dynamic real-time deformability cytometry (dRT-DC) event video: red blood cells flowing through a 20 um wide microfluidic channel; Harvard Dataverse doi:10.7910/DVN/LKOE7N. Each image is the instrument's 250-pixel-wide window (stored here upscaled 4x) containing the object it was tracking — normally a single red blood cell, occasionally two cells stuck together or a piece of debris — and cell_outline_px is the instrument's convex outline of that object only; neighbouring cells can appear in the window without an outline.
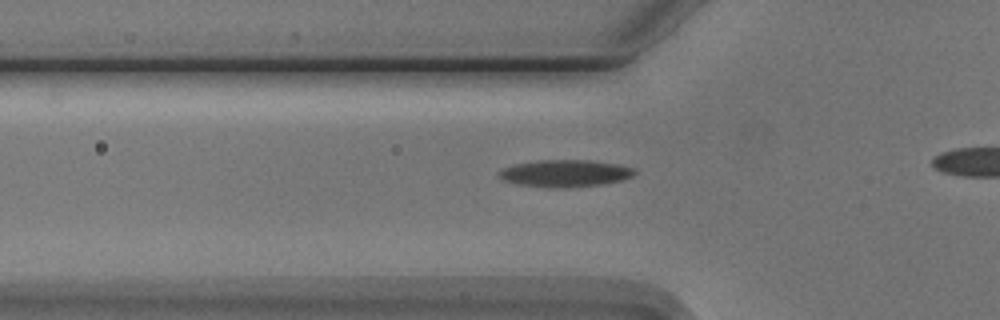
{"species": "Egyptian fruit bat (a non-hibernating species)", "species_latin": "Rousettus aegyptiacus", "temperature_condition": "cold", "stored_images_in_passage": 30, "camera_frame_rate_fps": 3000, "um_per_image_px": 0.085, "animal": {"sex": "male"}, "frame": {"image": 1, "passage_image": 11, "time_ms": 3.333, "image_size_px": [1000, 320], "cell_outline_px": [[636, 172], [632, 176], [620, 180], [600, 184], [568, 188], [544, 188], [516, 184], [504, 180], [496, 172], [504, 168], [516, 164], [536, 160], [592, 160], [620, 164], [636, 168]], "centroid_in_image_um": [48.03, 14.73], "position_along_channel_um": 77.8, "area_um2": 21.62}}
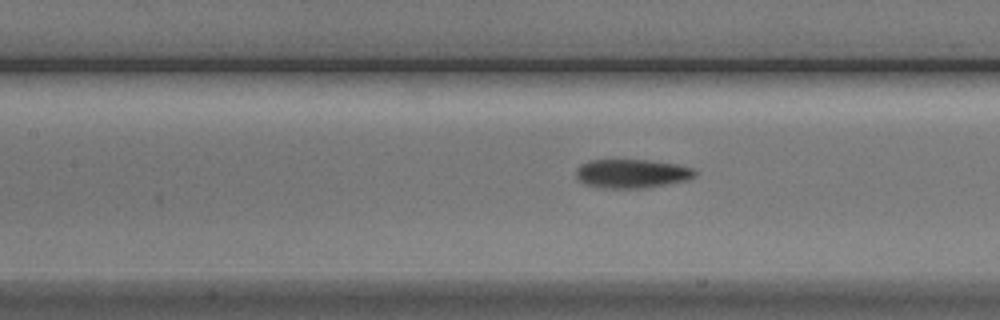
{"frame": {"image": 2, "passage_image": 17, "time_ms": 5.333, "image_size_px": [1000, 320], "cell_outline_px": [[696, 176], [688, 180], [644, 188], [604, 188], [584, 184], [576, 176], [576, 168], [580, 164], [588, 160], [648, 160], [676, 164], [692, 168], [696, 172]], "centroid_in_image_um": [53.69, 14.75], "position_along_channel_um": 153.7, "area_um2": 20.0}}
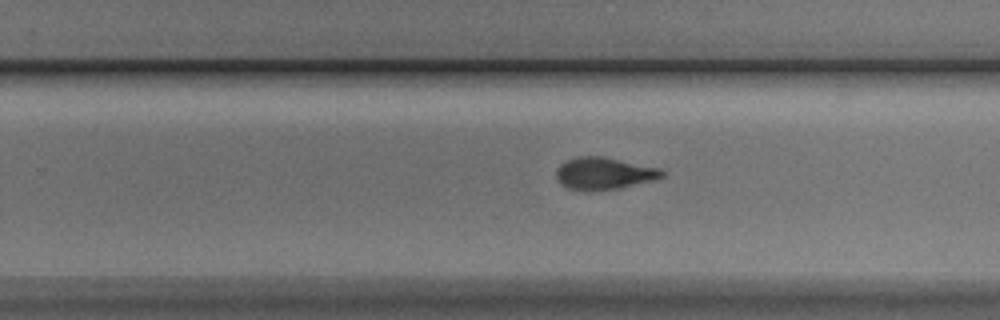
{"frame": {"image": 3, "passage_image": 27, "time_ms": 8.667, "image_size_px": [1000, 320], "cell_outline_px": [[664, 176], [652, 180], [620, 188], [568, 188], [560, 184], [556, 180], [556, 168], [564, 160], [576, 156], [604, 156], [660, 168], [664, 172]], "centroid_in_image_um": [51.31, 14.69], "position_along_channel_um": 278.5, "area_um2": 19.42}}